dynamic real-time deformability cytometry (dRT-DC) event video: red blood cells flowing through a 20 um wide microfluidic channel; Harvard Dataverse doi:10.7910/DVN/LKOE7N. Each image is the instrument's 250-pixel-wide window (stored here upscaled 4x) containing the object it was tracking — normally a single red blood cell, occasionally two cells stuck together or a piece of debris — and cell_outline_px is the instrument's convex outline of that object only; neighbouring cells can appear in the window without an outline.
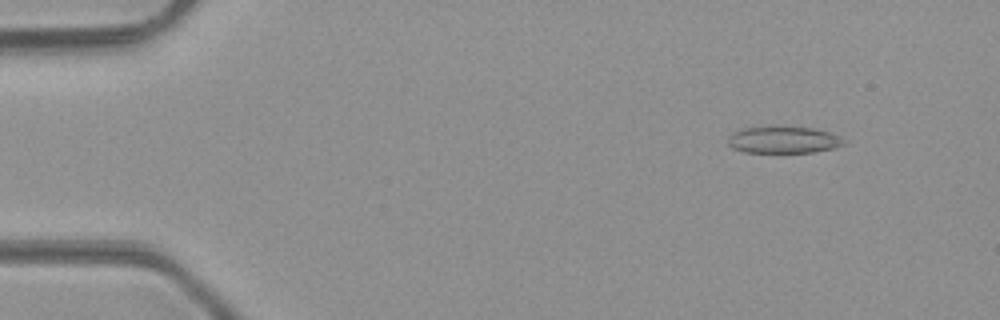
{"species": "common noctule bat (a hibernating species)", "species_latin": "Nyctalus noctula", "temperature_condition": "room temperature", "stored_images_in_passage": 45, "camera_frame_rate_fps": 3000, "um_per_image_px": 0.085, "animal": {"sex": "male", "body_mass_g": 23.1, "forearm_length_mm": 52.7}, "frame": {"image": 1, "passage_image": 2, "time_ms": 0.333, "image_size_px": [1000, 320], "cell_outline_px": [[844, 144], [836, 148], [812, 152], [744, 152], [732, 148], [728, 144], [728, 136], [732, 132], [740, 128], [812, 128], [828, 132], [840, 136]], "centroid_in_image_um": [66.56, 11.91], "position_along_channel_um": 18.4, "area_um2": 17.69}}
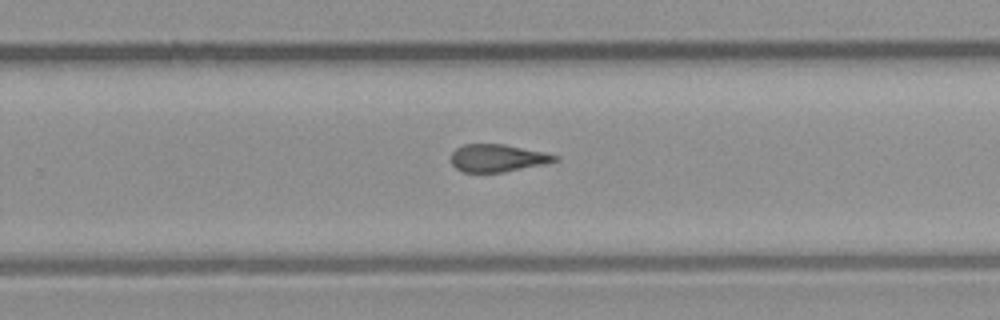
{"frame": {"image": 2, "passage_image": 28, "time_ms": 9.0, "image_size_px": [1000, 320], "cell_outline_px": [[560, 160], [544, 164], [504, 172], [464, 172], [456, 168], [452, 164], [452, 152], [456, 148], [464, 144], [504, 144], [544, 152], [560, 156]], "centroid_in_image_um": [42.32, 13.43], "position_along_channel_um": 287.5, "area_um2": 16.65}}
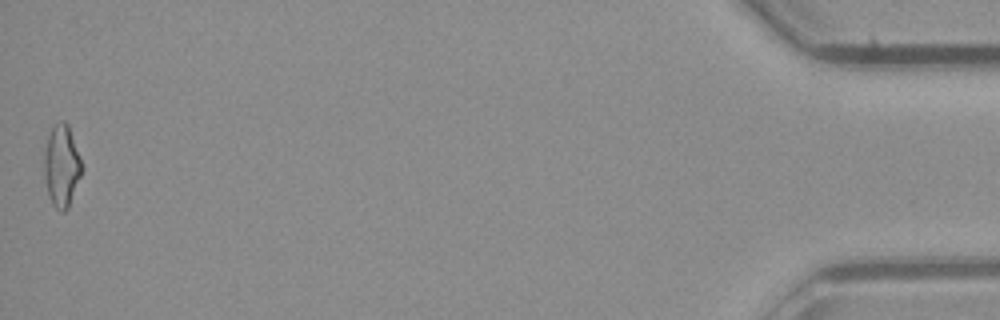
{"frame": {"image": 3, "passage_image": 45, "time_ms": 14.667, "image_size_px": [1000, 320], "cell_outline_px": [[84, 168], [68, 208], [64, 212], [60, 212], [52, 204], [48, 192], [44, 176], [44, 148], [48, 136], [52, 128], [60, 120], [64, 120], [68, 124], [80, 156]], "centroid_in_image_um": [5.25, 14.1], "position_along_channel_um": 430.0, "area_um2": 18.09}, "authors_computed_cell_mechanics": {"area_um2": 17.629, "velocity_mm_per_s": 4.2747, "shape_relaxation_time_tau1_ms": null, "shape_relaxation_time_tau2_ms": 3.1403, "deformation_change_tau1": null, "deformation_change_tau2": 0.1376}}